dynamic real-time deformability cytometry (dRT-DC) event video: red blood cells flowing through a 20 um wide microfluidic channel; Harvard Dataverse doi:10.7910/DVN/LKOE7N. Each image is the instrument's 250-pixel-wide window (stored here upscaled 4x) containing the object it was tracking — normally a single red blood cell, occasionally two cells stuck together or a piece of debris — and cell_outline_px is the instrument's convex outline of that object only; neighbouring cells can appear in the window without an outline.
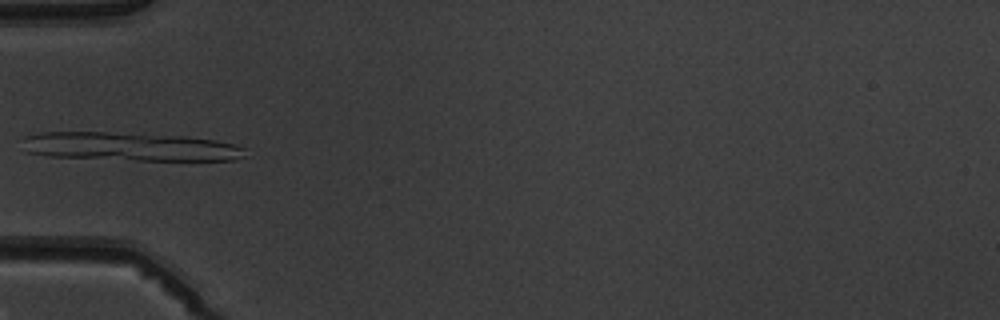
{"species": "common noctule bat (a hibernating species)", "species_latin": "Nyctalus noctula", "temperature_condition": "warm", "stored_images_in_passage": 6, "camera_frame_rate_fps": 3000, "um_per_image_px": 0.085, "animal": {"sex": "male", "body_mass_g": 19.5, "forearm_length_mm": 54.6}, "frame": {"image": 1, "passage_image": 5, "time_ms": 4.667, "image_size_px": [1000, 320], "cell_outline_px": [[244, 156], [232, 160], [136, 160], [48, 156], [24, 152], [24, 136], [40, 132], [104, 132], [184, 136], [216, 140], [236, 144], [244, 148]], "centroid_in_image_um": [11.02, 12.46], "position_along_channel_um": 74.0, "area_um2": 36.99}}